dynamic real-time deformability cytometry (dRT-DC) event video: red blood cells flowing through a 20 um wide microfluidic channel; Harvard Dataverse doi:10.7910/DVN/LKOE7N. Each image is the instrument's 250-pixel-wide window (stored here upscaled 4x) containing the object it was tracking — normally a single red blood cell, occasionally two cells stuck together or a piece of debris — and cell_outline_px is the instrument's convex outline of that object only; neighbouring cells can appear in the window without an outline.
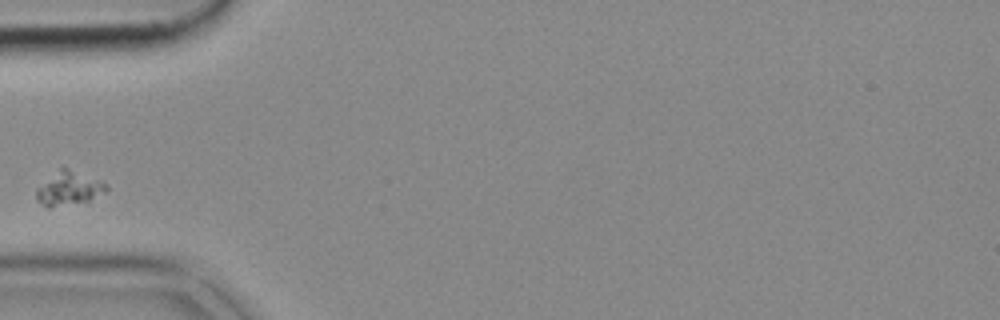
{"species": "common noctule bat (a hibernating species)", "species_latin": "Nyctalus noctula", "temperature_condition": "cold", "stored_images_in_passage": 31, "camera_frame_rate_fps": 3000, "um_per_image_px": 0.085, "animal": {"sex": "female", "body_mass_g": 18.4}, "frame": {"image": 1, "passage_image": 1, "time_ms": 0.0, "image_size_px": [1000, 320], "cell_outline_px": [[108, 192], [88, 200], [48, 208], [36, 200], [36, 188], [60, 168], [64, 168], [100, 180], [108, 184]], "centroid_in_image_um": [5.86, 16.03], "position_along_channel_um": 79.1, "area_um2": 13.47}}
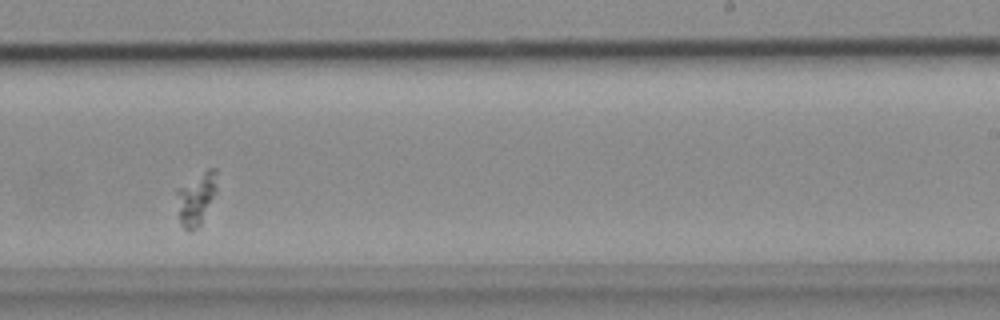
{"frame": {"image": 2, "passage_image": 17, "time_ms": 5.333, "image_size_px": [1000, 320], "cell_outline_px": [[216, 188], [200, 224], [196, 228], [188, 232], [184, 228], [180, 220], [176, 192], [176, 188], [208, 168], [216, 168]], "centroid_in_image_um": [16.64, 16.84], "position_along_channel_um": 272.4, "area_um2": 11.85}}
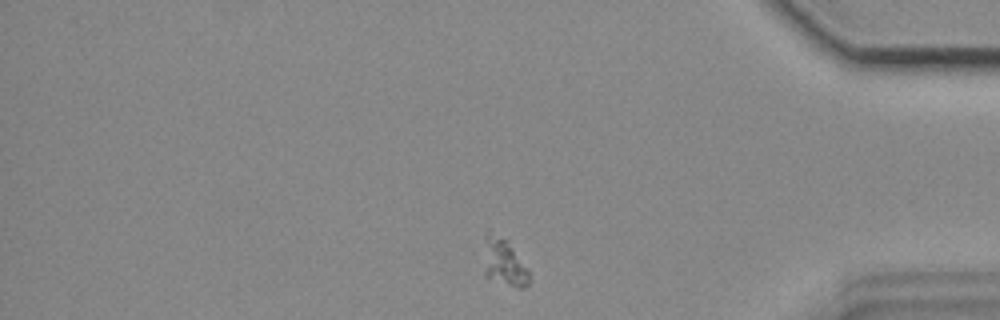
{"frame": {"image": 3, "passage_image": 29, "time_ms": 9.333, "image_size_px": [1000, 320], "cell_outline_px": [[528, 284], [524, 288], [516, 288], [484, 276], [484, 232], [488, 228], [508, 240], [528, 268]], "centroid_in_image_um": [42.8, 22.23], "position_along_channel_um": 392.4, "area_um2": 12.95}}